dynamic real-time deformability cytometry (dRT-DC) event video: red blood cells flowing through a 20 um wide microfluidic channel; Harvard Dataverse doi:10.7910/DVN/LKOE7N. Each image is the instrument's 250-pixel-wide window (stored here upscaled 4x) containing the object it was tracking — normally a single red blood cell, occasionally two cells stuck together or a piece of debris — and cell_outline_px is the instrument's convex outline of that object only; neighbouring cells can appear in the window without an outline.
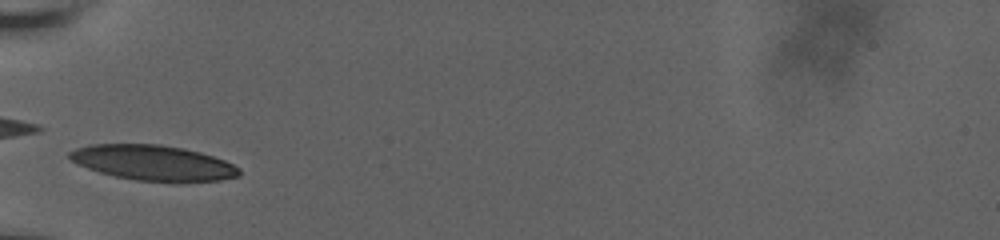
{"species": "human", "species_latin": "Homo sapiens", "temperature_condition": "room temperature", "stored_images_in_passage": 9, "camera_frame_rate_fps": 3000, "um_per_image_px": 0.085, "donor": {"sex": "male"}, "frame": {"image": 1, "passage_image": 2, "time_ms": 1.0, "image_size_px": [1000, 240], "cell_outline_px": [[240, 176], [220, 180], [136, 180], [116, 176], [100, 172], [88, 168], [72, 160], [68, 156], [68, 152], [76, 148], [88, 144], [160, 144], [184, 148], [200, 152], [224, 160], [240, 168]], "centroid_in_image_um": [13.0, 13.8], "position_along_channel_um": 72.0, "area_um2": 34.16}}
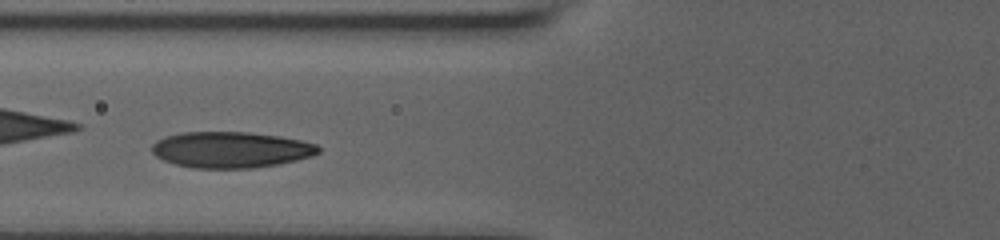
{"frame": {"image": 2, "passage_image": 4, "time_ms": 2.0, "image_size_px": [1000, 240], "cell_outline_px": [[320, 152], [312, 156], [296, 160], [276, 164], [252, 168], [196, 168], [176, 164], [164, 160], [156, 156], [152, 152], [152, 144], [156, 140], [164, 136], [180, 132], [248, 132], [280, 136], [300, 140], [316, 144], [320, 148]], "centroid_in_image_um": [19.61, 12.72], "position_along_channel_um": 106.2, "area_um2": 34.97}}
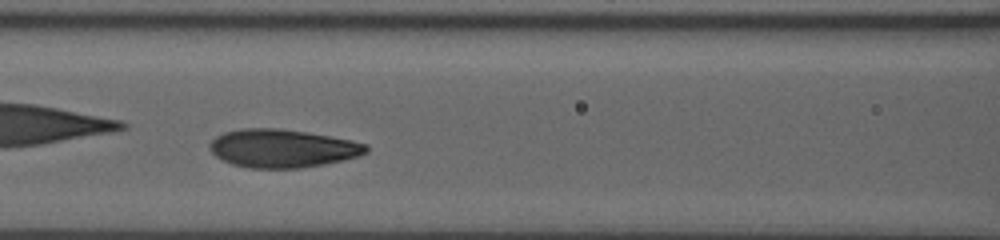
{"frame": {"image": 3, "passage_image": 6, "time_ms": 3.0, "image_size_px": [1000, 240], "cell_outline_px": [[368, 152], [360, 156], [344, 160], [324, 164], [300, 168], [248, 168], [232, 164], [216, 156], [208, 148], [208, 144], [216, 136], [224, 132], [244, 128], [280, 128], [308, 132], [352, 140], [368, 144]], "centroid_in_image_um": [24.02, 12.61], "position_along_channel_um": 142.6, "area_um2": 35.08}}